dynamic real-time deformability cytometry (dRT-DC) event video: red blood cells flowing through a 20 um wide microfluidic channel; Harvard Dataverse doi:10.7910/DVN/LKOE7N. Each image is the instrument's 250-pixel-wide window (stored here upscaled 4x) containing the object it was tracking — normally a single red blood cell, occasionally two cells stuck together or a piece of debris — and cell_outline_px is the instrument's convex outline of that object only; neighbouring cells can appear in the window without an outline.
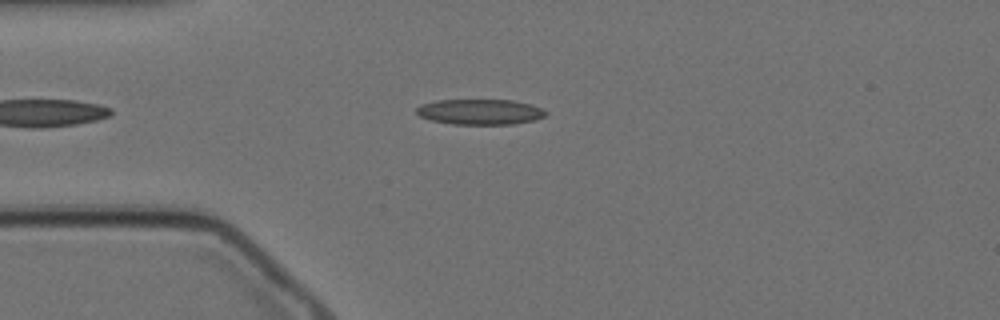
{"species": "Egyptian fruit bat (a non-hibernating species)", "species_latin": "Rousettus aegyptiacus", "temperature_condition": "cold", "stored_images_in_passage": 32, "camera_frame_rate_fps": 3000, "um_per_image_px": 0.085, "animal": {"sex": "female"}, "frame": {"image": 1, "passage_image": 6, "time_ms": 1.667, "image_size_px": [1000, 320], "cell_outline_px": [[548, 112], [544, 116], [536, 120], [512, 124], [452, 124], [432, 120], [420, 116], [416, 112], [416, 108], [420, 104], [436, 100], [512, 100], [528, 104], [540, 108]], "centroid_in_image_um": [40.78, 9.5], "position_along_channel_um": 44.2, "area_um2": 19.07}}
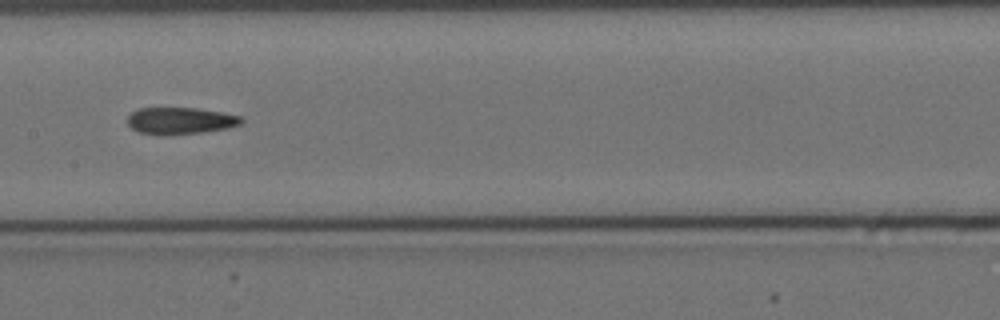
{"frame": {"image": 2, "passage_image": 20, "time_ms": 6.333, "image_size_px": [1000, 320], "cell_outline_px": [[244, 120], [240, 124], [228, 128], [204, 132], [160, 136], [140, 132], [132, 128], [128, 124], [128, 116], [136, 108], [196, 108], [220, 112], [240, 116]], "centroid_in_image_um": [15.31, 10.27], "position_along_channel_um": 192.1, "area_um2": 17.86}}
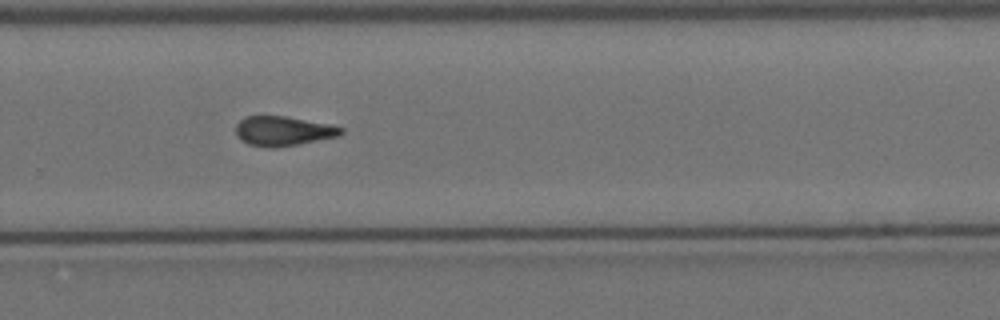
{"frame": {"image": 3, "passage_image": 30, "time_ms": 9.667, "image_size_px": [1000, 320], "cell_outline_px": [[344, 132], [340, 136], [300, 144], [276, 148], [268, 148], [248, 144], [236, 136], [236, 124], [244, 116], [284, 116], [332, 124], [344, 128]], "centroid_in_image_um": [24.09, 11.14], "position_along_channel_um": 305.7, "area_um2": 18.44}}